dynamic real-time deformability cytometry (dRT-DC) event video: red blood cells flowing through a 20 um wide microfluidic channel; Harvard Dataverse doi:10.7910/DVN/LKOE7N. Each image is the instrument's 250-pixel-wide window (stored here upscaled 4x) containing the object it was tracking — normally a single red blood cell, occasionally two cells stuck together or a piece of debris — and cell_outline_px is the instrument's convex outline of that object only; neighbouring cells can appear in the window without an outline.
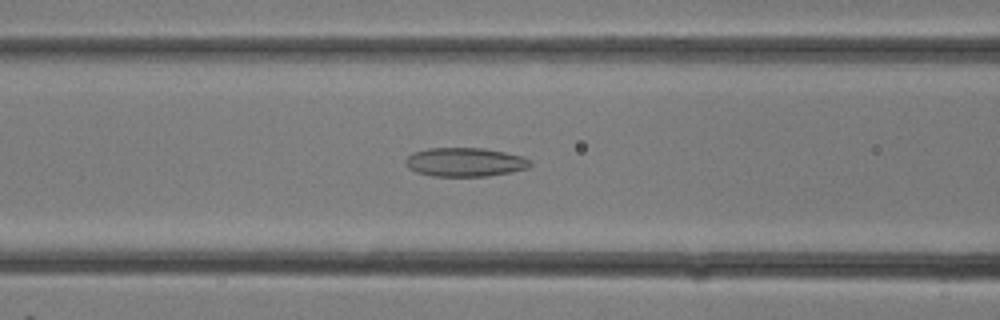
{"species": "common noctule bat (a hibernating species)", "species_latin": "Nyctalus noctula", "temperature_condition": "room temperature", "stored_images_in_passage": 26, "camera_frame_rate_fps": 3000, "um_per_image_px": 0.085, "animal": {"sex": "female"}, "frame": {"image": 1, "passage_image": 10, "time_ms": 3.0, "image_size_px": [1000, 320], "cell_outline_px": [[532, 164], [528, 168], [488, 176], [432, 176], [416, 172], [408, 168], [404, 164], [404, 160], [412, 152], [428, 148], [484, 148], [524, 156], [532, 160]], "centroid_in_image_um": [39.51, 13.77], "position_along_channel_um": 127.1, "area_um2": 21.15}}
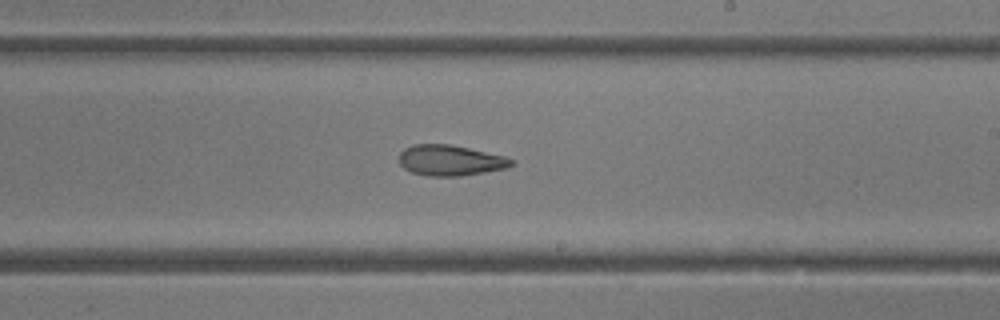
{"frame": {"image": 2, "passage_image": 15, "time_ms": 4.667, "image_size_px": [1000, 320], "cell_outline_px": [[516, 164], [508, 168], [460, 176], [428, 176], [412, 172], [404, 168], [400, 164], [400, 152], [404, 148], [412, 144], [452, 144], [504, 156], [512, 160]], "centroid_in_image_um": [38.28, 13.63], "position_along_channel_um": 250.7, "area_um2": 20.11}}
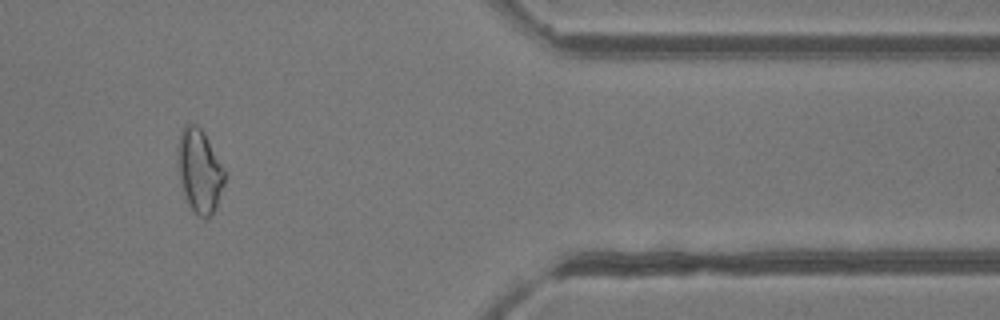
{"frame": {"image": 3, "passage_image": 22, "time_ms": 7.0, "image_size_px": [1000, 320], "cell_outline_px": [[224, 184], [216, 208], [204, 220], [188, 204], [184, 196], [180, 184], [176, 164], [176, 148], [180, 132], [184, 124], [196, 124], [204, 132], [224, 168]], "centroid_in_image_um": [16.91, 14.49], "position_along_channel_um": 394.5, "area_um2": 23.12}}